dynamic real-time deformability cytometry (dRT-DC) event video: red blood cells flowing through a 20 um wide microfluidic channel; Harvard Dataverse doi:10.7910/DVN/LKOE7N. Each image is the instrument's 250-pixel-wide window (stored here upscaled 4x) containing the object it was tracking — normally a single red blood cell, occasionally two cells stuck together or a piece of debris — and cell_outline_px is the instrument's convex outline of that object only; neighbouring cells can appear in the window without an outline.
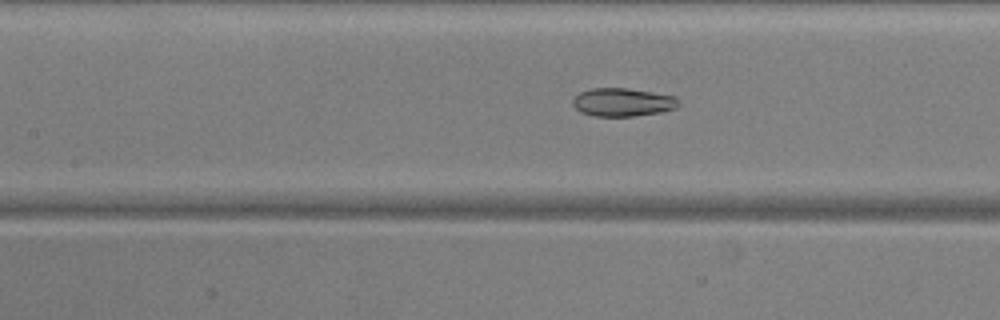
{"species": "common noctule bat (a hibernating species)", "species_latin": "Nyctalus noctula", "temperature_condition": "warm", "stored_images_in_passage": 17, "camera_frame_rate_fps": 3000, "um_per_image_px": 0.085, "animal": {"sex": "male", "body_mass_g": 20.5, "forearm_length_mm": 52.5}, "frame": {"image": 1, "passage_image": 14, "time_ms": 4.333, "image_size_px": [1000, 320], "cell_outline_px": [[680, 104], [676, 108], [660, 112], [632, 116], [596, 116], [580, 112], [572, 104], [572, 100], [580, 92], [592, 88], [628, 88], [676, 96]], "centroid_in_image_um": [52.93, 8.68], "position_along_channel_um": 154.5, "area_um2": 17.4}}